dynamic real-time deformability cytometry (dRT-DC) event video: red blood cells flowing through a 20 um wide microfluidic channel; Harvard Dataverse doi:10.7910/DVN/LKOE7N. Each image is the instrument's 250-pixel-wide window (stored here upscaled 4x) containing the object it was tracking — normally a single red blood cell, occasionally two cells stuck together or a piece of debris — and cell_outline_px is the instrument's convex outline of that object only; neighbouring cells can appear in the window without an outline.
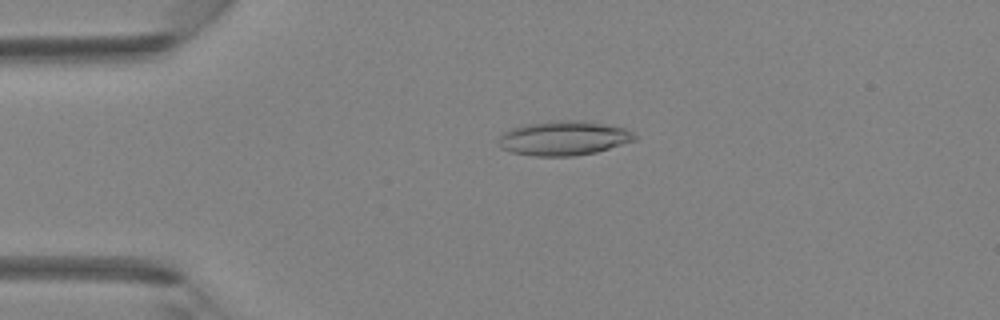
{"species": "Egyptian fruit bat (a non-hibernating species)", "species_latin": "Rousettus aegyptiacus", "temperature_condition": "room temperature", "stored_images_in_passage": 44, "camera_frame_rate_fps": 3000, "um_per_image_px": 0.085, "animal": {"sex": "female"}, "frame": {"image": 1, "passage_image": 10, "time_ms": 3.0, "image_size_px": [1000, 320], "cell_outline_px": [[636, 140], [596, 152], [572, 156], [536, 156], [512, 152], [500, 148], [500, 136], [504, 132], [512, 128], [524, 124], [560, 120], [584, 120], [624, 128], [632, 132], [636, 136]], "centroid_in_image_um": [47.92, 11.74], "position_along_channel_um": 37.1, "area_um2": 27.11}}
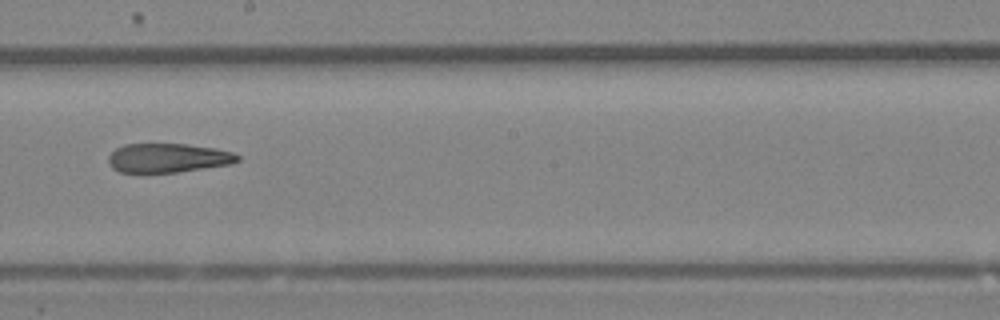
{"frame": {"image": 2, "passage_image": 25, "time_ms": 8.0, "image_size_px": [1000, 320], "cell_outline_px": [[240, 160], [232, 164], [176, 172], [120, 172], [112, 168], [108, 164], [108, 156], [116, 148], [124, 144], [188, 144], [216, 148], [232, 152], [240, 156]], "centroid_in_image_um": [14.28, 13.42], "position_along_channel_um": 233.9, "area_um2": 21.96}}
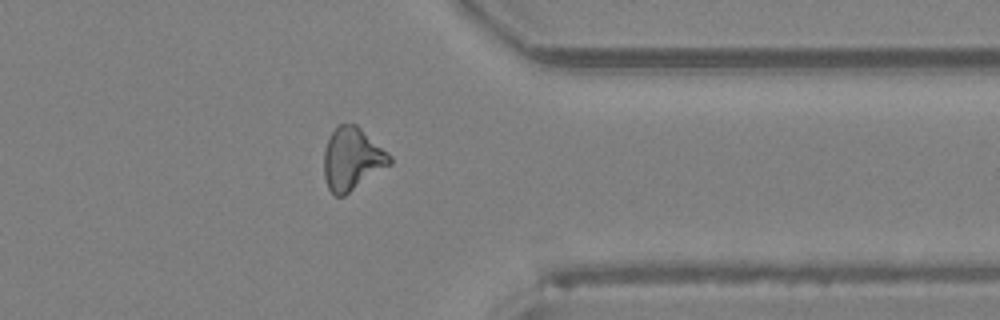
{"frame": {"image": 3, "passage_image": 35, "time_ms": 11.333, "image_size_px": [1000, 320], "cell_outline_px": [[392, 164], [344, 196], [336, 196], [328, 188], [324, 176], [324, 148], [332, 132], [340, 124], [356, 124], [388, 152], [392, 156]], "centroid_in_image_um": [29.94, 13.52], "position_along_channel_um": 381.5, "area_um2": 23.93}}